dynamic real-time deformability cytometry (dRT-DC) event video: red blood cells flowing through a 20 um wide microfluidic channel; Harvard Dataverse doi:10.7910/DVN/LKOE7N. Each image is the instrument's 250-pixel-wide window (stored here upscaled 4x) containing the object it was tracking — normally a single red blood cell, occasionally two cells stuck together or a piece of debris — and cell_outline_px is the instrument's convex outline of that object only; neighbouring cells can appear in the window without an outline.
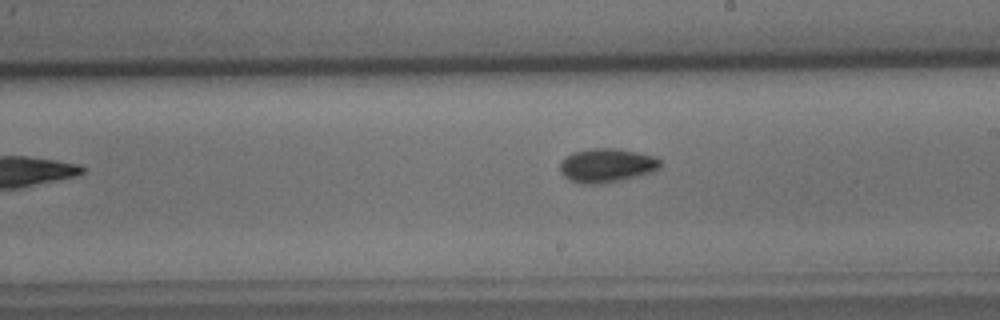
{"species": "common noctule bat (a hibernating species)", "species_latin": "Nyctalus noctula", "temperature_condition": "cold", "stored_images_in_passage": 7, "camera_frame_rate_fps": 3000, "um_per_image_px": 0.085, "animal": {"sex": "male", "body_mass_g": 15.6}, "frame": {"image": 1, "passage_image": 7, "time_ms": 7.333, "image_size_px": [1000, 320], "cell_outline_px": [[660, 168], [652, 172], [620, 180], [600, 184], [580, 184], [564, 176], [560, 172], [560, 164], [572, 152], [588, 148], [620, 148], [656, 156], [660, 160]], "centroid_in_image_um": [51.59, 14.04], "position_along_channel_um": 237.4, "area_um2": 19.88}}